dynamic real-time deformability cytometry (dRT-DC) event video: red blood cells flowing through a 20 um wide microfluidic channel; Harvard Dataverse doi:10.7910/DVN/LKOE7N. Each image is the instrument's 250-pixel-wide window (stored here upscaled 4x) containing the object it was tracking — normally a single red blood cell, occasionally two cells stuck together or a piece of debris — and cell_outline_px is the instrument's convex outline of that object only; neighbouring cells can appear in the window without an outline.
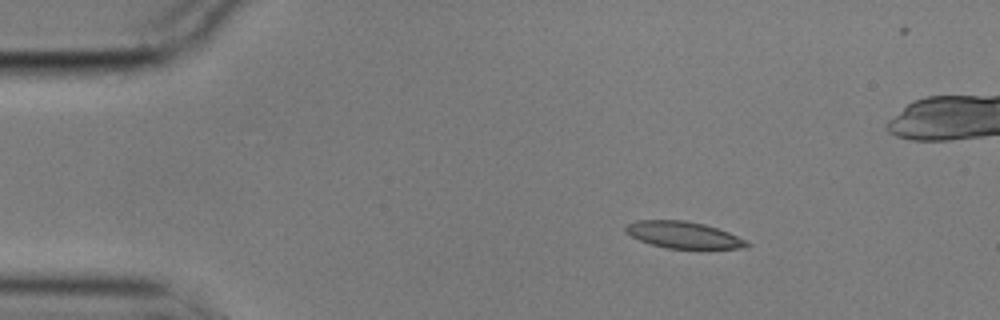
{"species": "common noctule bat (a hibernating species)", "species_latin": "Nyctalus noctula", "temperature_condition": "cold", "stored_images_in_passage": 5, "camera_frame_rate_fps": 3000, "um_per_image_px": 0.085, "animal": {"sex": "male", "body_mass_g": 17.9}, "frame": {"image": 1, "passage_image": 2, "time_ms": 0.333, "image_size_px": [1000, 320], "cell_outline_px": [[752, 244], [744, 248], [668, 248], [652, 244], [640, 240], [624, 232], [624, 228], [628, 224], [636, 220], [684, 220], [704, 224], [728, 232], [748, 240]], "centroid_in_image_um": [58.1, 19.96], "position_along_channel_um": 26.9, "area_um2": 18.73}}